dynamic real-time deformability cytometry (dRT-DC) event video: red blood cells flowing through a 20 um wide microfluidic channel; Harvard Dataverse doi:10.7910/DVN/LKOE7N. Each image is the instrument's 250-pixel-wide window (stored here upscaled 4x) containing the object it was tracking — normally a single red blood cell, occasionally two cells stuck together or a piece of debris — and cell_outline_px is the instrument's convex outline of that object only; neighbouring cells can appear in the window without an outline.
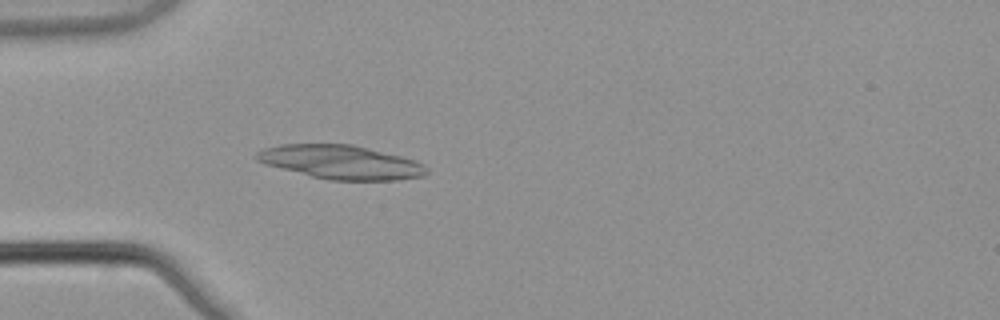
{"species": "common noctule bat (a hibernating species)", "species_latin": "Nyctalus noctula", "temperature_condition": "warm", "stored_images_in_passage": 3, "camera_frame_rate_fps": 3000, "um_per_image_px": 0.085, "animal": {"sex": "male", "body_mass_g": 21.5, "forearm_length_mm": 52.0}, "frame": {"image": 1, "passage_image": 3, "time_ms": 0.667, "image_size_px": [1000, 320], "cell_outline_px": [[428, 172], [424, 176], [400, 180], [328, 180], [264, 164], [256, 160], [256, 152], [264, 148], [280, 144], [352, 144], [416, 160], [424, 164], [428, 168]], "centroid_in_image_um": [29.0, 13.78], "position_along_channel_um": 56.0, "area_um2": 33.52}}